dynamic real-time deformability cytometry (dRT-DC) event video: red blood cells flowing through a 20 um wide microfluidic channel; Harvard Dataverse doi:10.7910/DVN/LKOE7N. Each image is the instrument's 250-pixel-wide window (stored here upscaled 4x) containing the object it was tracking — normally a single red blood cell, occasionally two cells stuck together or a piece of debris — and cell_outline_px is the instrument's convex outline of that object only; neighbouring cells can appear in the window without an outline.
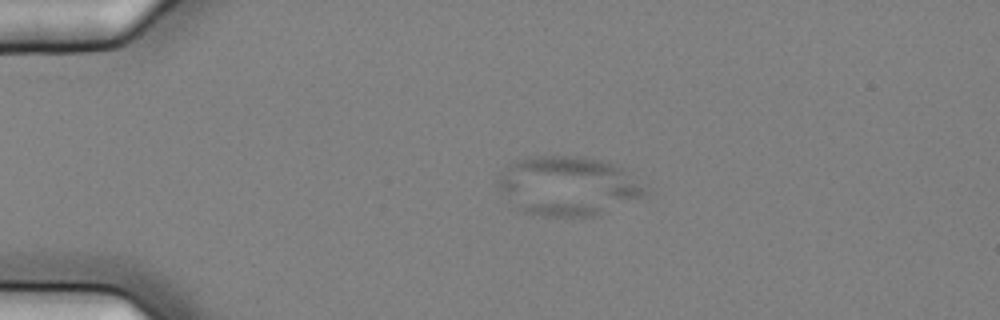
{"species": "common noctule bat (a hibernating species)", "species_latin": "Nyctalus noctula", "temperature_condition": "cold", "stored_images_in_passage": 7, "camera_frame_rate_fps": 3000, "um_per_image_px": 0.085, "animal": {"sex": "female", "body_mass_g": 25.1}, "frame": {"image": 1, "passage_image": 5, "time_ms": 1.333, "image_size_px": [1000, 320], "cell_outline_px": [[648, 192], [644, 196], [604, 212], [592, 216], [544, 216], [524, 212], [516, 208], [496, 188], [496, 184], [500, 176], [516, 160], [524, 156], [584, 156], [608, 160], [624, 168]], "centroid_in_image_um": [48.25, 15.79], "position_along_channel_um": 36.7, "area_um2": 50.75}}
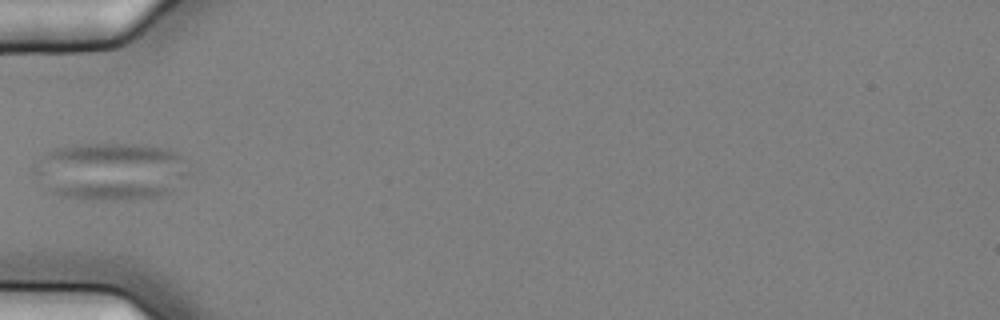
{"frame": {"image": 2, "passage_image": 7, "time_ms": 2.0, "image_size_px": [1000, 320], "cell_outline_px": [[196, 172], [168, 192], [160, 196], [120, 200], [112, 200], [60, 196], [48, 192], [44, 188], [32, 172], [32, 164], [40, 156], [56, 148], [72, 144], [140, 144], [168, 148], [176, 152]], "centroid_in_image_um": [9.43, 14.54], "position_along_channel_um": 75.6, "area_um2": 53.06}}